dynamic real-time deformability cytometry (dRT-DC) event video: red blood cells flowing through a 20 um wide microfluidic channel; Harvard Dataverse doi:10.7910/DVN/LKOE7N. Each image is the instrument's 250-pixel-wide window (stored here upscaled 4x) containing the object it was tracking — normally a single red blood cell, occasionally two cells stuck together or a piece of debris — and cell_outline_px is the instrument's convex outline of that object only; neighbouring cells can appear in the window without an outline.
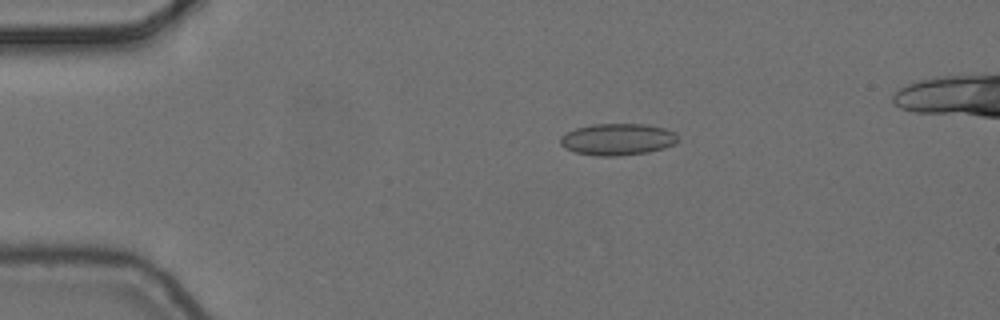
{"species": "common noctule bat (a hibernating species)", "species_latin": "Nyctalus noctula", "temperature_condition": "cold", "stored_images_in_passage": 3, "camera_frame_rate_fps": 3000, "um_per_image_px": 0.085, "animal": {"sex": "female", "body_mass_g": 24.6, "forearm_length_mm": 56.2}, "frame": {"image": 1, "passage_image": 1, "time_ms": 0.0, "image_size_px": [1000, 320], "cell_outline_px": [[676, 140], [672, 144], [664, 148], [648, 152], [616, 156], [596, 156], [576, 152], [564, 148], [560, 144], [560, 136], [576, 128], [592, 124], [644, 124], [664, 128], [676, 132]], "centroid_in_image_um": [52.46, 11.84], "position_along_channel_um": 32.5, "area_um2": 21.62}}